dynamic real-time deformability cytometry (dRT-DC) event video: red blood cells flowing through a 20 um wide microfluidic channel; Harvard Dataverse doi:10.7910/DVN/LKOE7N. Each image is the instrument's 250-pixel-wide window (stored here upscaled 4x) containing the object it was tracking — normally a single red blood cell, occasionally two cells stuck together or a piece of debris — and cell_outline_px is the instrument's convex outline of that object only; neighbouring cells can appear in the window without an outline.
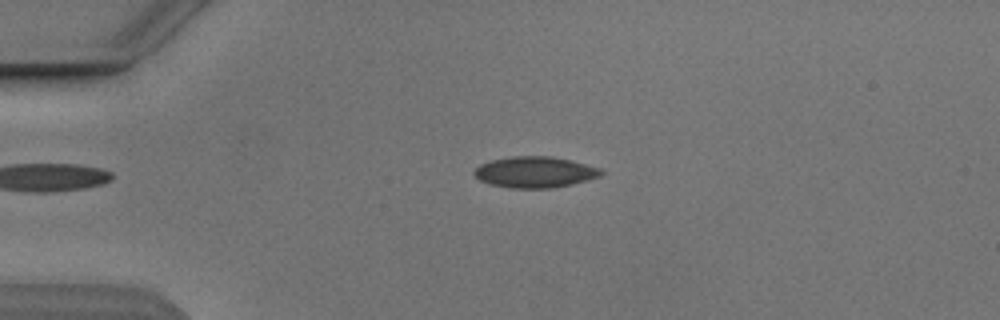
{"species": "Egyptian fruit bat (a non-hibernating species)", "species_latin": "Rousettus aegyptiacus", "temperature_condition": "cold", "stored_images_in_passage": 5, "camera_frame_rate_fps": 3000, "um_per_image_px": 0.085, "animal": {"sex": "male"}, "frame": {"image": 1, "passage_image": 5, "time_ms": 5.333, "image_size_px": [1000, 320], "cell_outline_px": [[604, 172], [600, 176], [572, 184], [556, 188], [508, 188], [492, 184], [480, 180], [472, 172], [480, 164], [492, 160], [512, 156], [548, 156], [568, 160], [600, 168]], "centroid_in_image_um": [45.45, 14.64], "position_along_channel_um": 39.5, "area_um2": 22.77}}